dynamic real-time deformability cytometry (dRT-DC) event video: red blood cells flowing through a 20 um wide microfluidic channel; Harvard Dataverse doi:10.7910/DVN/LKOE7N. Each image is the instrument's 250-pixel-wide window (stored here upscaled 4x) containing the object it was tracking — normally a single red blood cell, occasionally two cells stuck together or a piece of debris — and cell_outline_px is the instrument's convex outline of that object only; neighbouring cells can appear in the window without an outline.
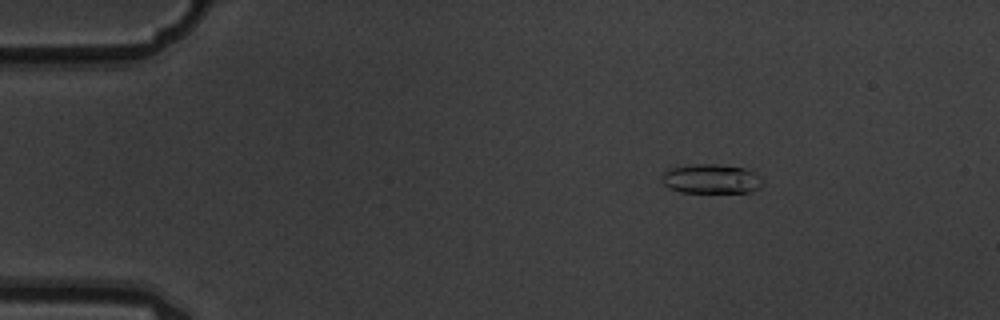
{"species": "common noctule bat (a hibernating species)", "species_latin": "Nyctalus noctula", "temperature_condition": "warm", "stored_images_in_passage": 4, "camera_frame_rate_fps": 3000, "um_per_image_px": 0.085, "animal": {"sex": "male", "body_mass_g": 19.5, "forearm_length_mm": 54.6}, "frame": {"image": 1, "passage_image": 1, "time_ms": 0.0, "image_size_px": [1000, 320], "cell_outline_px": [[764, 184], [760, 188], [752, 192], [680, 192], [668, 188], [664, 184], [664, 172], [668, 168], [692, 164], [712, 164], [744, 168], [756, 172], [760, 176]], "centroid_in_image_um": [60.5, 15.21], "position_along_channel_um": 24.5, "area_um2": 17.34}}